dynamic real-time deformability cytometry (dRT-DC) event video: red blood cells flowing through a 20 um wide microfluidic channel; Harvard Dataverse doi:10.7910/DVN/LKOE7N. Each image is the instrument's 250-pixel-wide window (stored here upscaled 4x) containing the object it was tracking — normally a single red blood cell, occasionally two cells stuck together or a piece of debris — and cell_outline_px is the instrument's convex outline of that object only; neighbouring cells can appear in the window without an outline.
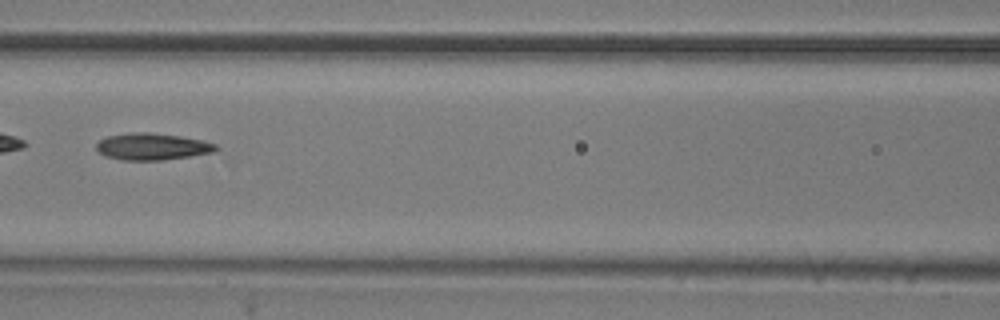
{"species": "common noctule bat (a hibernating species)", "species_latin": "Nyctalus noctula", "temperature_condition": "room temperature", "stored_images_in_passage": 52, "camera_frame_rate_fps": 3000, "um_per_image_px": 0.085, "animal": {"sex": "male", "body_mass_g": 20.5, "forearm_length_mm": 52.5}, "frame": {"image": 1, "passage_image": 23, "time_ms": 7.333, "image_size_px": [1000, 320], "cell_outline_px": [[220, 148], [212, 152], [188, 156], [160, 160], [124, 160], [104, 156], [96, 148], [96, 144], [100, 140], [108, 136], [132, 132], [148, 132], [180, 136], [204, 140], [216, 144]], "centroid_in_image_um": [12.94, 12.45], "position_along_channel_um": 153.7, "area_um2": 18.55}, "authors_computed_cell_mechanics": {"area_um2": 18.9295, "velocity_mm_per_s": 3.7597, "shape_relaxation_time_tau1_ms": 6.8769, "shape_relaxation_time_tau2_ms": 4.9742, "deformation_change_tau1": 0.1841, "deformation_change_tau2": 0.1324}}